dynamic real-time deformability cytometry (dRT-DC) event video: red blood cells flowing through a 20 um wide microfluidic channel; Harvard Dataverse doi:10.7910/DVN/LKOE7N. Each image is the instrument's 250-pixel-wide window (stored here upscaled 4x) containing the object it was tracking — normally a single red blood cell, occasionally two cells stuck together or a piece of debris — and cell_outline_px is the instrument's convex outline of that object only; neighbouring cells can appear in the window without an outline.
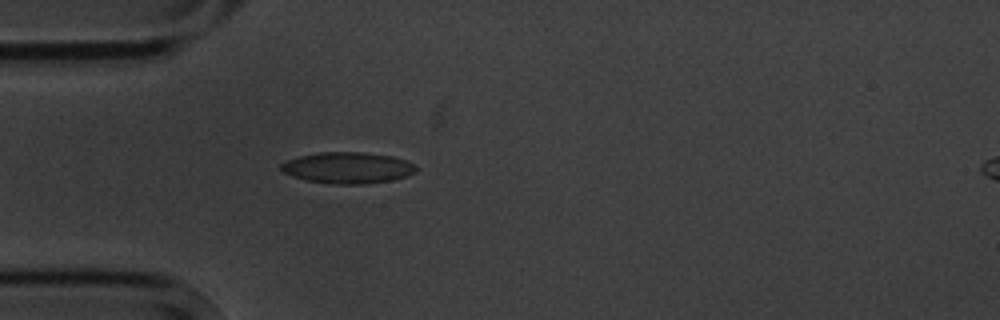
{"species": "common noctule bat (a hibernating species)", "species_latin": "Nyctalus noctula", "temperature_condition": "cold", "stored_images_in_passage": 3, "camera_frame_rate_fps": 3000, "um_per_image_px": 0.085, "animal": {"sex": "male", "body_mass_g": 20.1, "forearm_length_mm": 53.5}, "frame": {"image": 1, "passage_image": 3, "time_ms": 3.333, "image_size_px": [1000, 320], "cell_outline_px": [[416, 172], [392, 180], [360, 184], [336, 184], [304, 180], [292, 176], [284, 172], [280, 168], [280, 164], [288, 160], [300, 156], [320, 152], [364, 152], [392, 156], [408, 160], [416, 164]], "centroid_in_image_um": [29.57, 14.25], "position_along_channel_um": 55.4, "area_um2": 24.57}}